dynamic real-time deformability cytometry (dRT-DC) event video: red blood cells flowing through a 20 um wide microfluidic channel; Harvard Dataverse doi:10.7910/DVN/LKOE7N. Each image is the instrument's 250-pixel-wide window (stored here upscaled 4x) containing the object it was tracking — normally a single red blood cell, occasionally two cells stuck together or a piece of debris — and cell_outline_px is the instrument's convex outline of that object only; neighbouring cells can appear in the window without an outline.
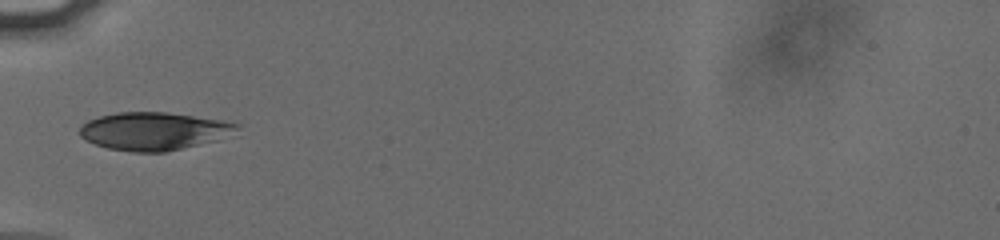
{"species": "human", "species_latin": "Homo sapiens", "temperature_condition": "cold", "stored_images_in_passage": 35, "camera_frame_rate_fps": 3000, "um_per_image_px": 0.085, "donor": {"sex": "male"}, "frame": {"image": 1, "passage_image": 1, "time_ms": 0.0, "image_size_px": [1000, 240], "cell_outline_px": [[240, 124], [236, 128], [216, 140], [164, 152], [132, 152], [108, 148], [96, 144], [80, 136], [80, 128], [88, 120], [100, 116], [116, 112], [168, 112], [220, 120]], "centroid_in_image_um": [13.0, 11.14], "position_along_channel_um": 72.0, "area_um2": 33.99}}
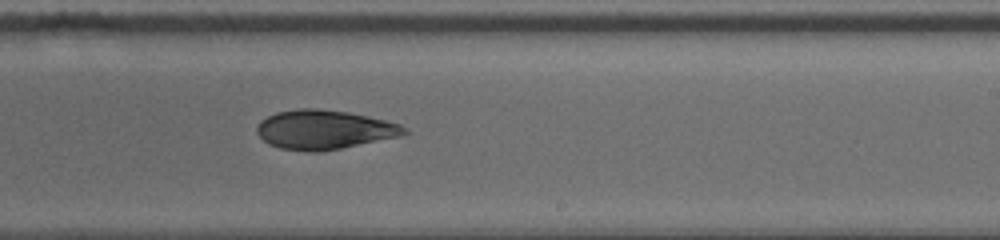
{"frame": {"image": 2, "passage_image": 16, "time_ms": 5.0, "image_size_px": [1000, 240], "cell_outline_px": [[408, 132], [400, 136], [320, 152], [308, 152], [280, 148], [268, 144], [256, 132], [256, 128], [260, 120], [276, 112], [296, 108], [316, 108], [348, 112], [368, 116], [400, 124], [408, 128]], "centroid_in_image_um": [27.53, 11.01], "position_along_channel_um": 261.5, "area_um2": 33.7}}
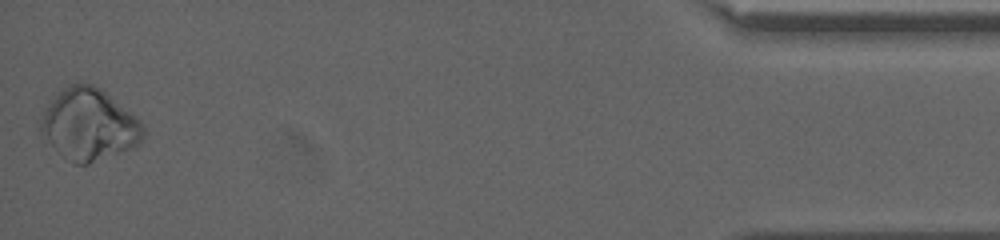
{"frame": {"image": 3, "passage_image": 35, "time_ms": 11.333, "image_size_px": [1000, 240], "cell_outline_px": [[144, 136], [140, 144], [132, 148], [88, 164], [72, 164], [60, 156], [40, 132], [36, 120], [56, 92], [68, 84], [76, 80], [92, 84], [100, 88], [140, 120], [144, 128]], "centroid_in_image_um": [7.5, 10.57], "position_along_channel_um": 427.7, "area_um2": 43.58}}